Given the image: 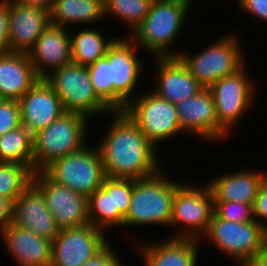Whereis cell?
Instances as JSON below:
<instances>
[{
    "label": "cell",
    "mask_w": 267,
    "mask_h": 266,
    "mask_svg": "<svg viewBox=\"0 0 267 266\" xmlns=\"http://www.w3.org/2000/svg\"><path fill=\"white\" fill-rule=\"evenodd\" d=\"M109 128L97 147L106 177L143 179L160 172L157 147L124 111H112Z\"/></svg>",
    "instance_id": "obj_1"
},
{
    "label": "cell",
    "mask_w": 267,
    "mask_h": 266,
    "mask_svg": "<svg viewBox=\"0 0 267 266\" xmlns=\"http://www.w3.org/2000/svg\"><path fill=\"white\" fill-rule=\"evenodd\" d=\"M192 3V0H153L142 23L128 37L154 58L178 57L180 52L174 51L172 45L186 26Z\"/></svg>",
    "instance_id": "obj_2"
},
{
    "label": "cell",
    "mask_w": 267,
    "mask_h": 266,
    "mask_svg": "<svg viewBox=\"0 0 267 266\" xmlns=\"http://www.w3.org/2000/svg\"><path fill=\"white\" fill-rule=\"evenodd\" d=\"M165 170L133 180V193L124 225H159L170 228L173 199L176 189L183 183L170 180Z\"/></svg>",
    "instance_id": "obj_3"
},
{
    "label": "cell",
    "mask_w": 267,
    "mask_h": 266,
    "mask_svg": "<svg viewBox=\"0 0 267 266\" xmlns=\"http://www.w3.org/2000/svg\"><path fill=\"white\" fill-rule=\"evenodd\" d=\"M89 118L65 112L49 126L33 135V174L53 160L76 152L88 144Z\"/></svg>",
    "instance_id": "obj_4"
},
{
    "label": "cell",
    "mask_w": 267,
    "mask_h": 266,
    "mask_svg": "<svg viewBox=\"0 0 267 266\" xmlns=\"http://www.w3.org/2000/svg\"><path fill=\"white\" fill-rule=\"evenodd\" d=\"M200 187V188H199ZM215 215V196L208 184L182 183L174 194L170 227L182 228L173 238L204 241L211 219ZM184 225V226H183Z\"/></svg>",
    "instance_id": "obj_5"
},
{
    "label": "cell",
    "mask_w": 267,
    "mask_h": 266,
    "mask_svg": "<svg viewBox=\"0 0 267 266\" xmlns=\"http://www.w3.org/2000/svg\"><path fill=\"white\" fill-rule=\"evenodd\" d=\"M235 34L223 35L195 55L180 52L178 57L189 73L204 87L239 70L246 61Z\"/></svg>",
    "instance_id": "obj_6"
},
{
    "label": "cell",
    "mask_w": 267,
    "mask_h": 266,
    "mask_svg": "<svg viewBox=\"0 0 267 266\" xmlns=\"http://www.w3.org/2000/svg\"><path fill=\"white\" fill-rule=\"evenodd\" d=\"M52 181L89 197L102 186L106 174L97 146L82 149L53 160L42 170Z\"/></svg>",
    "instance_id": "obj_7"
},
{
    "label": "cell",
    "mask_w": 267,
    "mask_h": 266,
    "mask_svg": "<svg viewBox=\"0 0 267 266\" xmlns=\"http://www.w3.org/2000/svg\"><path fill=\"white\" fill-rule=\"evenodd\" d=\"M44 79L59 96L66 112L88 118L111 114L112 110L95 93L87 67L70 63Z\"/></svg>",
    "instance_id": "obj_8"
},
{
    "label": "cell",
    "mask_w": 267,
    "mask_h": 266,
    "mask_svg": "<svg viewBox=\"0 0 267 266\" xmlns=\"http://www.w3.org/2000/svg\"><path fill=\"white\" fill-rule=\"evenodd\" d=\"M123 111L155 146L175 137L177 133L183 134L176 105L161 98L153 90L137 94Z\"/></svg>",
    "instance_id": "obj_9"
},
{
    "label": "cell",
    "mask_w": 267,
    "mask_h": 266,
    "mask_svg": "<svg viewBox=\"0 0 267 266\" xmlns=\"http://www.w3.org/2000/svg\"><path fill=\"white\" fill-rule=\"evenodd\" d=\"M138 46L128 37H118L105 57L110 63V109L123 111L134 96L144 66L137 56ZM141 76V77H140ZM133 96V97H132Z\"/></svg>",
    "instance_id": "obj_10"
},
{
    "label": "cell",
    "mask_w": 267,
    "mask_h": 266,
    "mask_svg": "<svg viewBox=\"0 0 267 266\" xmlns=\"http://www.w3.org/2000/svg\"><path fill=\"white\" fill-rule=\"evenodd\" d=\"M206 237L217 250L231 256L236 264L267 250V231L256 221L235 223L214 215L203 236Z\"/></svg>",
    "instance_id": "obj_11"
},
{
    "label": "cell",
    "mask_w": 267,
    "mask_h": 266,
    "mask_svg": "<svg viewBox=\"0 0 267 266\" xmlns=\"http://www.w3.org/2000/svg\"><path fill=\"white\" fill-rule=\"evenodd\" d=\"M245 64L236 72L221 78L208 89L213 95L218 123L228 132L240 122L244 113L254 105L256 87L245 70ZM255 97V98H254Z\"/></svg>",
    "instance_id": "obj_12"
},
{
    "label": "cell",
    "mask_w": 267,
    "mask_h": 266,
    "mask_svg": "<svg viewBox=\"0 0 267 266\" xmlns=\"http://www.w3.org/2000/svg\"><path fill=\"white\" fill-rule=\"evenodd\" d=\"M108 242L106 233L90 223L61 229L52 241L50 266H82Z\"/></svg>",
    "instance_id": "obj_13"
},
{
    "label": "cell",
    "mask_w": 267,
    "mask_h": 266,
    "mask_svg": "<svg viewBox=\"0 0 267 266\" xmlns=\"http://www.w3.org/2000/svg\"><path fill=\"white\" fill-rule=\"evenodd\" d=\"M31 182L43 193L47 208L60 230L89 223L87 197L57 184L43 171H36Z\"/></svg>",
    "instance_id": "obj_14"
},
{
    "label": "cell",
    "mask_w": 267,
    "mask_h": 266,
    "mask_svg": "<svg viewBox=\"0 0 267 266\" xmlns=\"http://www.w3.org/2000/svg\"><path fill=\"white\" fill-rule=\"evenodd\" d=\"M180 127L185 134L207 141H220L229 133L218 123L213 95L208 88L176 104Z\"/></svg>",
    "instance_id": "obj_15"
},
{
    "label": "cell",
    "mask_w": 267,
    "mask_h": 266,
    "mask_svg": "<svg viewBox=\"0 0 267 266\" xmlns=\"http://www.w3.org/2000/svg\"><path fill=\"white\" fill-rule=\"evenodd\" d=\"M49 11L8 0V40L11 52L27 53L50 25Z\"/></svg>",
    "instance_id": "obj_16"
},
{
    "label": "cell",
    "mask_w": 267,
    "mask_h": 266,
    "mask_svg": "<svg viewBox=\"0 0 267 266\" xmlns=\"http://www.w3.org/2000/svg\"><path fill=\"white\" fill-rule=\"evenodd\" d=\"M18 101L21 126L32 135L66 112L59 96L44 78H40Z\"/></svg>",
    "instance_id": "obj_17"
},
{
    "label": "cell",
    "mask_w": 267,
    "mask_h": 266,
    "mask_svg": "<svg viewBox=\"0 0 267 266\" xmlns=\"http://www.w3.org/2000/svg\"><path fill=\"white\" fill-rule=\"evenodd\" d=\"M12 224L50 241L60 231L47 208L43 193L32 182L13 202Z\"/></svg>",
    "instance_id": "obj_18"
},
{
    "label": "cell",
    "mask_w": 267,
    "mask_h": 266,
    "mask_svg": "<svg viewBox=\"0 0 267 266\" xmlns=\"http://www.w3.org/2000/svg\"><path fill=\"white\" fill-rule=\"evenodd\" d=\"M154 60L157 83L153 92L161 98L176 105L204 89L179 57H156Z\"/></svg>",
    "instance_id": "obj_19"
},
{
    "label": "cell",
    "mask_w": 267,
    "mask_h": 266,
    "mask_svg": "<svg viewBox=\"0 0 267 266\" xmlns=\"http://www.w3.org/2000/svg\"><path fill=\"white\" fill-rule=\"evenodd\" d=\"M28 56L40 78L72 63L70 31L50 24L37 38Z\"/></svg>",
    "instance_id": "obj_20"
},
{
    "label": "cell",
    "mask_w": 267,
    "mask_h": 266,
    "mask_svg": "<svg viewBox=\"0 0 267 266\" xmlns=\"http://www.w3.org/2000/svg\"><path fill=\"white\" fill-rule=\"evenodd\" d=\"M18 266H50L52 241L10 223L0 234Z\"/></svg>",
    "instance_id": "obj_21"
},
{
    "label": "cell",
    "mask_w": 267,
    "mask_h": 266,
    "mask_svg": "<svg viewBox=\"0 0 267 266\" xmlns=\"http://www.w3.org/2000/svg\"><path fill=\"white\" fill-rule=\"evenodd\" d=\"M200 240L173 238L157 243L141 242L137 250L143 266H196Z\"/></svg>",
    "instance_id": "obj_22"
},
{
    "label": "cell",
    "mask_w": 267,
    "mask_h": 266,
    "mask_svg": "<svg viewBox=\"0 0 267 266\" xmlns=\"http://www.w3.org/2000/svg\"><path fill=\"white\" fill-rule=\"evenodd\" d=\"M39 79L27 53L0 55L1 99L19 100Z\"/></svg>",
    "instance_id": "obj_23"
},
{
    "label": "cell",
    "mask_w": 267,
    "mask_h": 266,
    "mask_svg": "<svg viewBox=\"0 0 267 266\" xmlns=\"http://www.w3.org/2000/svg\"><path fill=\"white\" fill-rule=\"evenodd\" d=\"M261 171V172H260ZM240 170L220 175L208 182L215 201H236L254 205L258 190L267 178L266 171Z\"/></svg>",
    "instance_id": "obj_24"
},
{
    "label": "cell",
    "mask_w": 267,
    "mask_h": 266,
    "mask_svg": "<svg viewBox=\"0 0 267 266\" xmlns=\"http://www.w3.org/2000/svg\"><path fill=\"white\" fill-rule=\"evenodd\" d=\"M51 25L92 24L104 19V0H54L49 11Z\"/></svg>",
    "instance_id": "obj_25"
},
{
    "label": "cell",
    "mask_w": 267,
    "mask_h": 266,
    "mask_svg": "<svg viewBox=\"0 0 267 266\" xmlns=\"http://www.w3.org/2000/svg\"><path fill=\"white\" fill-rule=\"evenodd\" d=\"M72 63L89 66L106 55L108 48L117 39L104 37V33L96 29H82L70 33Z\"/></svg>",
    "instance_id": "obj_26"
},
{
    "label": "cell",
    "mask_w": 267,
    "mask_h": 266,
    "mask_svg": "<svg viewBox=\"0 0 267 266\" xmlns=\"http://www.w3.org/2000/svg\"><path fill=\"white\" fill-rule=\"evenodd\" d=\"M87 206L88 221L94 227L106 232L112 227L124 225V217L119 212H113L111 177H106L102 186L87 198Z\"/></svg>",
    "instance_id": "obj_27"
},
{
    "label": "cell",
    "mask_w": 267,
    "mask_h": 266,
    "mask_svg": "<svg viewBox=\"0 0 267 266\" xmlns=\"http://www.w3.org/2000/svg\"><path fill=\"white\" fill-rule=\"evenodd\" d=\"M33 135L23 126L0 136V162L26 166L33 173Z\"/></svg>",
    "instance_id": "obj_28"
},
{
    "label": "cell",
    "mask_w": 267,
    "mask_h": 266,
    "mask_svg": "<svg viewBox=\"0 0 267 266\" xmlns=\"http://www.w3.org/2000/svg\"><path fill=\"white\" fill-rule=\"evenodd\" d=\"M152 2L153 0H104V16L117 17L128 25L132 34L148 14Z\"/></svg>",
    "instance_id": "obj_29"
},
{
    "label": "cell",
    "mask_w": 267,
    "mask_h": 266,
    "mask_svg": "<svg viewBox=\"0 0 267 266\" xmlns=\"http://www.w3.org/2000/svg\"><path fill=\"white\" fill-rule=\"evenodd\" d=\"M32 175L26 166L0 162V196L14 202L31 183Z\"/></svg>",
    "instance_id": "obj_30"
},
{
    "label": "cell",
    "mask_w": 267,
    "mask_h": 266,
    "mask_svg": "<svg viewBox=\"0 0 267 266\" xmlns=\"http://www.w3.org/2000/svg\"><path fill=\"white\" fill-rule=\"evenodd\" d=\"M97 96L110 108V63L104 56L87 66Z\"/></svg>",
    "instance_id": "obj_31"
},
{
    "label": "cell",
    "mask_w": 267,
    "mask_h": 266,
    "mask_svg": "<svg viewBox=\"0 0 267 266\" xmlns=\"http://www.w3.org/2000/svg\"><path fill=\"white\" fill-rule=\"evenodd\" d=\"M215 215L235 223L255 221L253 205L242 204L236 201H215Z\"/></svg>",
    "instance_id": "obj_32"
},
{
    "label": "cell",
    "mask_w": 267,
    "mask_h": 266,
    "mask_svg": "<svg viewBox=\"0 0 267 266\" xmlns=\"http://www.w3.org/2000/svg\"><path fill=\"white\" fill-rule=\"evenodd\" d=\"M133 193V179L112 178L113 212L127 216Z\"/></svg>",
    "instance_id": "obj_33"
},
{
    "label": "cell",
    "mask_w": 267,
    "mask_h": 266,
    "mask_svg": "<svg viewBox=\"0 0 267 266\" xmlns=\"http://www.w3.org/2000/svg\"><path fill=\"white\" fill-rule=\"evenodd\" d=\"M21 126L18 100H0V136Z\"/></svg>",
    "instance_id": "obj_34"
},
{
    "label": "cell",
    "mask_w": 267,
    "mask_h": 266,
    "mask_svg": "<svg viewBox=\"0 0 267 266\" xmlns=\"http://www.w3.org/2000/svg\"><path fill=\"white\" fill-rule=\"evenodd\" d=\"M110 241L93 257L89 258L82 266H122L121 261L114 251Z\"/></svg>",
    "instance_id": "obj_35"
},
{
    "label": "cell",
    "mask_w": 267,
    "mask_h": 266,
    "mask_svg": "<svg viewBox=\"0 0 267 266\" xmlns=\"http://www.w3.org/2000/svg\"><path fill=\"white\" fill-rule=\"evenodd\" d=\"M253 210L255 221L267 231V178L260 185Z\"/></svg>",
    "instance_id": "obj_36"
},
{
    "label": "cell",
    "mask_w": 267,
    "mask_h": 266,
    "mask_svg": "<svg viewBox=\"0 0 267 266\" xmlns=\"http://www.w3.org/2000/svg\"><path fill=\"white\" fill-rule=\"evenodd\" d=\"M236 2L243 13L257 16L267 22V0H236Z\"/></svg>",
    "instance_id": "obj_37"
},
{
    "label": "cell",
    "mask_w": 267,
    "mask_h": 266,
    "mask_svg": "<svg viewBox=\"0 0 267 266\" xmlns=\"http://www.w3.org/2000/svg\"><path fill=\"white\" fill-rule=\"evenodd\" d=\"M9 51L8 0H0V55Z\"/></svg>",
    "instance_id": "obj_38"
},
{
    "label": "cell",
    "mask_w": 267,
    "mask_h": 266,
    "mask_svg": "<svg viewBox=\"0 0 267 266\" xmlns=\"http://www.w3.org/2000/svg\"><path fill=\"white\" fill-rule=\"evenodd\" d=\"M13 202L0 196V234L12 223Z\"/></svg>",
    "instance_id": "obj_39"
},
{
    "label": "cell",
    "mask_w": 267,
    "mask_h": 266,
    "mask_svg": "<svg viewBox=\"0 0 267 266\" xmlns=\"http://www.w3.org/2000/svg\"><path fill=\"white\" fill-rule=\"evenodd\" d=\"M239 266H267V250L258 256L248 258L238 264Z\"/></svg>",
    "instance_id": "obj_40"
},
{
    "label": "cell",
    "mask_w": 267,
    "mask_h": 266,
    "mask_svg": "<svg viewBox=\"0 0 267 266\" xmlns=\"http://www.w3.org/2000/svg\"><path fill=\"white\" fill-rule=\"evenodd\" d=\"M17 2L27 5V6H36L47 11H50L53 5L54 0H16Z\"/></svg>",
    "instance_id": "obj_41"
}]
</instances>
